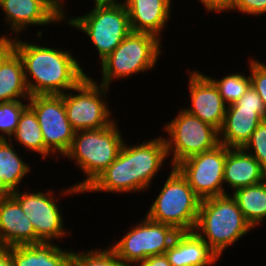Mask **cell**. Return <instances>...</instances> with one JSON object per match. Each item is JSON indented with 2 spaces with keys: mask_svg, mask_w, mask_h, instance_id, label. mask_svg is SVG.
Wrapping results in <instances>:
<instances>
[{
  "mask_svg": "<svg viewBox=\"0 0 266 266\" xmlns=\"http://www.w3.org/2000/svg\"><path fill=\"white\" fill-rule=\"evenodd\" d=\"M65 1L66 0H58V3L66 10V8L64 7L66 5Z\"/></svg>",
  "mask_w": 266,
  "mask_h": 266,
  "instance_id": "obj_39",
  "label": "cell"
},
{
  "mask_svg": "<svg viewBox=\"0 0 266 266\" xmlns=\"http://www.w3.org/2000/svg\"><path fill=\"white\" fill-rule=\"evenodd\" d=\"M26 41L14 38V50L22 59L25 82L31 96L62 95L89 75L71 50Z\"/></svg>",
  "mask_w": 266,
  "mask_h": 266,
  "instance_id": "obj_2",
  "label": "cell"
},
{
  "mask_svg": "<svg viewBox=\"0 0 266 266\" xmlns=\"http://www.w3.org/2000/svg\"><path fill=\"white\" fill-rule=\"evenodd\" d=\"M156 36L131 31L126 38L99 64H101V82L110 87L112 82L127 79L138 73L156 69L160 60L162 43Z\"/></svg>",
  "mask_w": 266,
  "mask_h": 266,
  "instance_id": "obj_5",
  "label": "cell"
},
{
  "mask_svg": "<svg viewBox=\"0 0 266 266\" xmlns=\"http://www.w3.org/2000/svg\"><path fill=\"white\" fill-rule=\"evenodd\" d=\"M226 156L227 147L219 144L212 150L186 158L175 168L201 200L222 196L229 194L223 179Z\"/></svg>",
  "mask_w": 266,
  "mask_h": 266,
  "instance_id": "obj_12",
  "label": "cell"
},
{
  "mask_svg": "<svg viewBox=\"0 0 266 266\" xmlns=\"http://www.w3.org/2000/svg\"><path fill=\"white\" fill-rule=\"evenodd\" d=\"M140 265L141 266H172L165 254L149 256Z\"/></svg>",
  "mask_w": 266,
  "mask_h": 266,
  "instance_id": "obj_35",
  "label": "cell"
},
{
  "mask_svg": "<svg viewBox=\"0 0 266 266\" xmlns=\"http://www.w3.org/2000/svg\"><path fill=\"white\" fill-rule=\"evenodd\" d=\"M0 266H15L11 252L6 247H0Z\"/></svg>",
  "mask_w": 266,
  "mask_h": 266,
  "instance_id": "obj_36",
  "label": "cell"
},
{
  "mask_svg": "<svg viewBox=\"0 0 266 266\" xmlns=\"http://www.w3.org/2000/svg\"><path fill=\"white\" fill-rule=\"evenodd\" d=\"M14 51V38L0 34V67L2 62Z\"/></svg>",
  "mask_w": 266,
  "mask_h": 266,
  "instance_id": "obj_34",
  "label": "cell"
},
{
  "mask_svg": "<svg viewBox=\"0 0 266 266\" xmlns=\"http://www.w3.org/2000/svg\"><path fill=\"white\" fill-rule=\"evenodd\" d=\"M173 0H128L125 5L133 32L148 33L162 39L172 15ZM166 26V27H165Z\"/></svg>",
  "mask_w": 266,
  "mask_h": 266,
  "instance_id": "obj_16",
  "label": "cell"
},
{
  "mask_svg": "<svg viewBox=\"0 0 266 266\" xmlns=\"http://www.w3.org/2000/svg\"><path fill=\"white\" fill-rule=\"evenodd\" d=\"M68 266H126L108 245L104 248H92L87 251H73Z\"/></svg>",
  "mask_w": 266,
  "mask_h": 266,
  "instance_id": "obj_27",
  "label": "cell"
},
{
  "mask_svg": "<svg viewBox=\"0 0 266 266\" xmlns=\"http://www.w3.org/2000/svg\"><path fill=\"white\" fill-rule=\"evenodd\" d=\"M266 170V120H263L243 147Z\"/></svg>",
  "mask_w": 266,
  "mask_h": 266,
  "instance_id": "obj_29",
  "label": "cell"
},
{
  "mask_svg": "<svg viewBox=\"0 0 266 266\" xmlns=\"http://www.w3.org/2000/svg\"><path fill=\"white\" fill-rule=\"evenodd\" d=\"M200 3L205 8V13L213 12V13H224L232 11L234 0H199ZM230 10V11H229Z\"/></svg>",
  "mask_w": 266,
  "mask_h": 266,
  "instance_id": "obj_33",
  "label": "cell"
},
{
  "mask_svg": "<svg viewBox=\"0 0 266 266\" xmlns=\"http://www.w3.org/2000/svg\"><path fill=\"white\" fill-rule=\"evenodd\" d=\"M15 266H68L71 249L53 242H40L7 248Z\"/></svg>",
  "mask_w": 266,
  "mask_h": 266,
  "instance_id": "obj_21",
  "label": "cell"
},
{
  "mask_svg": "<svg viewBox=\"0 0 266 266\" xmlns=\"http://www.w3.org/2000/svg\"><path fill=\"white\" fill-rule=\"evenodd\" d=\"M27 106L28 100L0 103V139H10L18 126L21 113Z\"/></svg>",
  "mask_w": 266,
  "mask_h": 266,
  "instance_id": "obj_28",
  "label": "cell"
},
{
  "mask_svg": "<svg viewBox=\"0 0 266 266\" xmlns=\"http://www.w3.org/2000/svg\"><path fill=\"white\" fill-rule=\"evenodd\" d=\"M251 230L253 228L231 194L201 200L193 231L219 258L229 246L236 245Z\"/></svg>",
  "mask_w": 266,
  "mask_h": 266,
  "instance_id": "obj_3",
  "label": "cell"
},
{
  "mask_svg": "<svg viewBox=\"0 0 266 266\" xmlns=\"http://www.w3.org/2000/svg\"><path fill=\"white\" fill-rule=\"evenodd\" d=\"M70 187V188H69ZM67 189H61L60 195H55L54 190L45 192L36 190L21 191V188L14 191L11 196L20 204L24 214L31 221L36 234V243L40 242H56L69 235L70 230L65 228L64 216L62 214L61 206L59 207L60 199L64 196L75 195L83 193L81 190L70 185ZM61 192V193H60ZM58 196V197H56ZM60 196H62L60 198ZM60 198V199H59ZM58 199V200H57ZM67 230V231H66Z\"/></svg>",
  "mask_w": 266,
  "mask_h": 266,
  "instance_id": "obj_8",
  "label": "cell"
},
{
  "mask_svg": "<svg viewBox=\"0 0 266 266\" xmlns=\"http://www.w3.org/2000/svg\"><path fill=\"white\" fill-rule=\"evenodd\" d=\"M97 82L87 75L63 94L67 118L75 132L105 128L115 120L106 98L110 88Z\"/></svg>",
  "mask_w": 266,
  "mask_h": 266,
  "instance_id": "obj_10",
  "label": "cell"
},
{
  "mask_svg": "<svg viewBox=\"0 0 266 266\" xmlns=\"http://www.w3.org/2000/svg\"><path fill=\"white\" fill-rule=\"evenodd\" d=\"M36 243L35 229L20 204L12 197L0 199V246Z\"/></svg>",
  "mask_w": 266,
  "mask_h": 266,
  "instance_id": "obj_18",
  "label": "cell"
},
{
  "mask_svg": "<svg viewBox=\"0 0 266 266\" xmlns=\"http://www.w3.org/2000/svg\"><path fill=\"white\" fill-rule=\"evenodd\" d=\"M245 71L243 73L237 72L222 76L220 79H215L206 75L217 87L219 94L221 95L224 103L228 106L235 103L241 98V96L251 86V80L249 74Z\"/></svg>",
  "mask_w": 266,
  "mask_h": 266,
  "instance_id": "obj_26",
  "label": "cell"
},
{
  "mask_svg": "<svg viewBox=\"0 0 266 266\" xmlns=\"http://www.w3.org/2000/svg\"><path fill=\"white\" fill-rule=\"evenodd\" d=\"M158 195L152 199L146 216L153 221L173 226L178 232L194 230L201 199L187 180L171 167Z\"/></svg>",
  "mask_w": 266,
  "mask_h": 266,
  "instance_id": "obj_6",
  "label": "cell"
},
{
  "mask_svg": "<svg viewBox=\"0 0 266 266\" xmlns=\"http://www.w3.org/2000/svg\"><path fill=\"white\" fill-rule=\"evenodd\" d=\"M129 266H141L140 264H132V265H129Z\"/></svg>",
  "mask_w": 266,
  "mask_h": 266,
  "instance_id": "obj_40",
  "label": "cell"
},
{
  "mask_svg": "<svg viewBox=\"0 0 266 266\" xmlns=\"http://www.w3.org/2000/svg\"><path fill=\"white\" fill-rule=\"evenodd\" d=\"M263 120L264 108L227 107L219 143L228 148H243Z\"/></svg>",
  "mask_w": 266,
  "mask_h": 266,
  "instance_id": "obj_17",
  "label": "cell"
},
{
  "mask_svg": "<svg viewBox=\"0 0 266 266\" xmlns=\"http://www.w3.org/2000/svg\"><path fill=\"white\" fill-rule=\"evenodd\" d=\"M187 74L191 103L183 109L219 131L224 122L227 105L217 87L199 70H187Z\"/></svg>",
  "mask_w": 266,
  "mask_h": 266,
  "instance_id": "obj_15",
  "label": "cell"
},
{
  "mask_svg": "<svg viewBox=\"0 0 266 266\" xmlns=\"http://www.w3.org/2000/svg\"><path fill=\"white\" fill-rule=\"evenodd\" d=\"M13 192L4 184L0 177V199L10 197Z\"/></svg>",
  "mask_w": 266,
  "mask_h": 266,
  "instance_id": "obj_38",
  "label": "cell"
},
{
  "mask_svg": "<svg viewBox=\"0 0 266 266\" xmlns=\"http://www.w3.org/2000/svg\"><path fill=\"white\" fill-rule=\"evenodd\" d=\"M116 119L107 127L76 131L69 150L62 158L73 160L86 177L73 186L83 191L118 156L125 138Z\"/></svg>",
  "mask_w": 266,
  "mask_h": 266,
  "instance_id": "obj_4",
  "label": "cell"
},
{
  "mask_svg": "<svg viewBox=\"0 0 266 266\" xmlns=\"http://www.w3.org/2000/svg\"><path fill=\"white\" fill-rule=\"evenodd\" d=\"M248 63L251 86L262 99L266 120V64L254 58L253 55Z\"/></svg>",
  "mask_w": 266,
  "mask_h": 266,
  "instance_id": "obj_30",
  "label": "cell"
},
{
  "mask_svg": "<svg viewBox=\"0 0 266 266\" xmlns=\"http://www.w3.org/2000/svg\"><path fill=\"white\" fill-rule=\"evenodd\" d=\"M224 186L231 192L259 184L266 179V170L243 148H228L223 172ZM231 186V187H230Z\"/></svg>",
  "mask_w": 266,
  "mask_h": 266,
  "instance_id": "obj_20",
  "label": "cell"
},
{
  "mask_svg": "<svg viewBox=\"0 0 266 266\" xmlns=\"http://www.w3.org/2000/svg\"><path fill=\"white\" fill-rule=\"evenodd\" d=\"M227 107L264 108V105L258 93L250 86L239 100Z\"/></svg>",
  "mask_w": 266,
  "mask_h": 266,
  "instance_id": "obj_32",
  "label": "cell"
},
{
  "mask_svg": "<svg viewBox=\"0 0 266 266\" xmlns=\"http://www.w3.org/2000/svg\"><path fill=\"white\" fill-rule=\"evenodd\" d=\"M237 202L246 221L254 229L266 219V179L256 185L243 187L229 192Z\"/></svg>",
  "mask_w": 266,
  "mask_h": 266,
  "instance_id": "obj_24",
  "label": "cell"
},
{
  "mask_svg": "<svg viewBox=\"0 0 266 266\" xmlns=\"http://www.w3.org/2000/svg\"><path fill=\"white\" fill-rule=\"evenodd\" d=\"M17 150L10 140L0 139V177L12 192L19 190L27 174L32 173L31 165Z\"/></svg>",
  "mask_w": 266,
  "mask_h": 266,
  "instance_id": "obj_25",
  "label": "cell"
},
{
  "mask_svg": "<svg viewBox=\"0 0 266 266\" xmlns=\"http://www.w3.org/2000/svg\"><path fill=\"white\" fill-rule=\"evenodd\" d=\"M242 15L260 17L266 14V0H234L232 12Z\"/></svg>",
  "mask_w": 266,
  "mask_h": 266,
  "instance_id": "obj_31",
  "label": "cell"
},
{
  "mask_svg": "<svg viewBox=\"0 0 266 266\" xmlns=\"http://www.w3.org/2000/svg\"><path fill=\"white\" fill-rule=\"evenodd\" d=\"M28 106L35 112L45 146L60 160L69 150L75 131L66 114L62 95H34Z\"/></svg>",
  "mask_w": 266,
  "mask_h": 266,
  "instance_id": "obj_13",
  "label": "cell"
},
{
  "mask_svg": "<svg viewBox=\"0 0 266 266\" xmlns=\"http://www.w3.org/2000/svg\"><path fill=\"white\" fill-rule=\"evenodd\" d=\"M127 141V143H126ZM124 141L117 158L82 192L138 193L151 188L168 160L163 136L131 145Z\"/></svg>",
  "mask_w": 266,
  "mask_h": 266,
  "instance_id": "obj_1",
  "label": "cell"
},
{
  "mask_svg": "<svg viewBox=\"0 0 266 266\" xmlns=\"http://www.w3.org/2000/svg\"><path fill=\"white\" fill-rule=\"evenodd\" d=\"M133 224L118 241L109 246L126 265L141 264L149 256L165 254L179 233L173 226L148 218Z\"/></svg>",
  "mask_w": 266,
  "mask_h": 266,
  "instance_id": "obj_11",
  "label": "cell"
},
{
  "mask_svg": "<svg viewBox=\"0 0 266 266\" xmlns=\"http://www.w3.org/2000/svg\"><path fill=\"white\" fill-rule=\"evenodd\" d=\"M13 138V139H12ZM25 148V152L38 153L44 160L54 154L45 146L42 130L35 112L27 106L20 115L18 126L9 139ZM14 140V141H13Z\"/></svg>",
  "mask_w": 266,
  "mask_h": 266,
  "instance_id": "obj_23",
  "label": "cell"
},
{
  "mask_svg": "<svg viewBox=\"0 0 266 266\" xmlns=\"http://www.w3.org/2000/svg\"><path fill=\"white\" fill-rule=\"evenodd\" d=\"M174 119L164 124L163 130L170 167L186 158L214 149L219 145V131L181 107ZM171 156V157H169Z\"/></svg>",
  "mask_w": 266,
  "mask_h": 266,
  "instance_id": "obj_9",
  "label": "cell"
},
{
  "mask_svg": "<svg viewBox=\"0 0 266 266\" xmlns=\"http://www.w3.org/2000/svg\"><path fill=\"white\" fill-rule=\"evenodd\" d=\"M0 9L12 35L7 33L15 38L30 26L47 27L64 21L65 9L56 0H0Z\"/></svg>",
  "mask_w": 266,
  "mask_h": 266,
  "instance_id": "obj_14",
  "label": "cell"
},
{
  "mask_svg": "<svg viewBox=\"0 0 266 266\" xmlns=\"http://www.w3.org/2000/svg\"><path fill=\"white\" fill-rule=\"evenodd\" d=\"M96 5H113V6H125L128 0H94Z\"/></svg>",
  "mask_w": 266,
  "mask_h": 266,
  "instance_id": "obj_37",
  "label": "cell"
},
{
  "mask_svg": "<svg viewBox=\"0 0 266 266\" xmlns=\"http://www.w3.org/2000/svg\"><path fill=\"white\" fill-rule=\"evenodd\" d=\"M165 255L172 266H212L220 260L194 231L179 232Z\"/></svg>",
  "mask_w": 266,
  "mask_h": 266,
  "instance_id": "obj_19",
  "label": "cell"
},
{
  "mask_svg": "<svg viewBox=\"0 0 266 266\" xmlns=\"http://www.w3.org/2000/svg\"><path fill=\"white\" fill-rule=\"evenodd\" d=\"M82 16L70 17L64 11V23L71 29L82 31L97 50L102 61L132 31L125 6L96 5Z\"/></svg>",
  "mask_w": 266,
  "mask_h": 266,
  "instance_id": "obj_7",
  "label": "cell"
},
{
  "mask_svg": "<svg viewBox=\"0 0 266 266\" xmlns=\"http://www.w3.org/2000/svg\"><path fill=\"white\" fill-rule=\"evenodd\" d=\"M22 59L14 50L0 67V103L29 100Z\"/></svg>",
  "mask_w": 266,
  "mask_h": 266,
  "instance_id": "obj_22",
  "label": "cell"
}]
</instances>
